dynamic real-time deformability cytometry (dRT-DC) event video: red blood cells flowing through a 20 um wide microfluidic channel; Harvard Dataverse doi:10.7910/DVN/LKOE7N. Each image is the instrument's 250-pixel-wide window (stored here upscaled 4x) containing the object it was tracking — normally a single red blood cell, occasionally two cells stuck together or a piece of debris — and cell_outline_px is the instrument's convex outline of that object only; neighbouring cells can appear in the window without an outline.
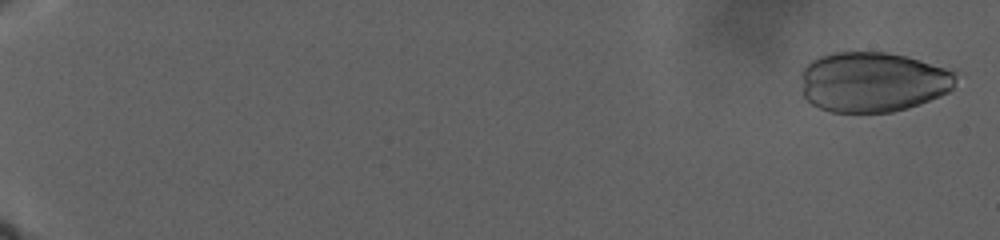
{"species": "human", "species_latin": "Homo sapiens", "temperature_condition": "warm", "stored_images_in_passage": 84, "camera_frame_rate_fps": 3000, "um_per_image_px": 0.085, "donor": {"sex": "male"}, "frame": {"image": 1, "passage_image": 3, "time_ms": 0.667, "image_size_px": [1000, 240], "cell_outline_px": [[956, 80], [952, 88], [948, 92], [940, 96], [920, 104], [908, 108], [892, 112], [828, 112], [812, 104], [804, 96], [800, 72], [812, 60], [820, 56], [832, 52], [884, 52], [908, 56], [956, 68]], "centroid_in_image_um": [74.25, 6.95], "position_along_channel_um": 10.8, "area_um2": 55.14}}
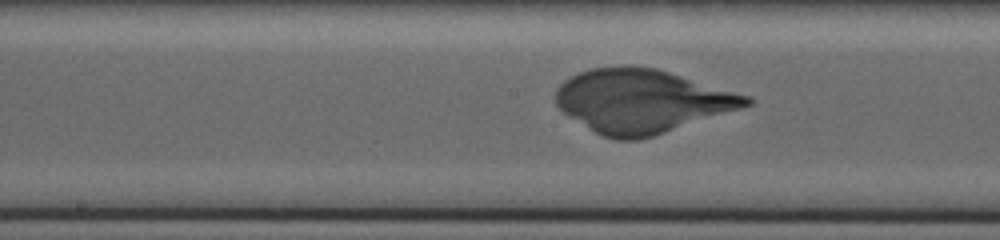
{"frame": {"image": 2, "passage_image": 59, "time_ms": 22.0, "image_size_px": [1000, 240], "cell_outline_px": [[756, 100], [752, 104], [740, 108], [640, 140], [616, 140], [600, 136], [568, 116], [556, 104], [556, 88], [564, 80], [588, 68], [620, 64], [632, 64], [656, 68], [752, 96]], "centroid_in_image_um": [54.53, 8.57], "position_along_channel_um": 193.7, "area_um2": 70.98}}
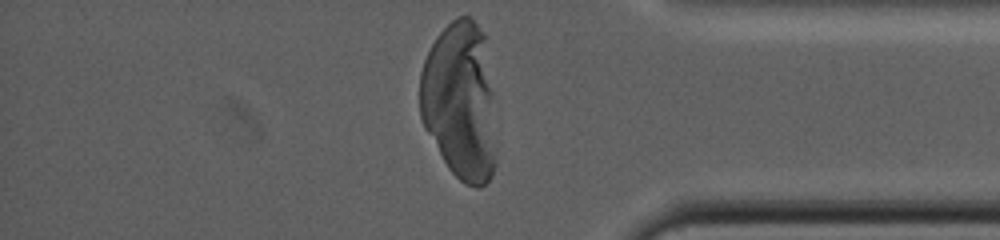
{"frame": {"image": 3, "passage_image": 84, "time_ms": 33.0, "image_size_px": [1000, 240], "cell_outline_px": [[496, 160], [492, 176], [480, 188], [476, 188], [464, 184], [448, 168], [424, 128], [420, 116], [420, 72], [424, 60], [436, 36], [456, 16], [472, 16], [484, 32], [496, 148]], "centroid_in_image_um": [39.08, 8.62], "position_along_channel_um": 396.1, "area_um2": 70.17}}